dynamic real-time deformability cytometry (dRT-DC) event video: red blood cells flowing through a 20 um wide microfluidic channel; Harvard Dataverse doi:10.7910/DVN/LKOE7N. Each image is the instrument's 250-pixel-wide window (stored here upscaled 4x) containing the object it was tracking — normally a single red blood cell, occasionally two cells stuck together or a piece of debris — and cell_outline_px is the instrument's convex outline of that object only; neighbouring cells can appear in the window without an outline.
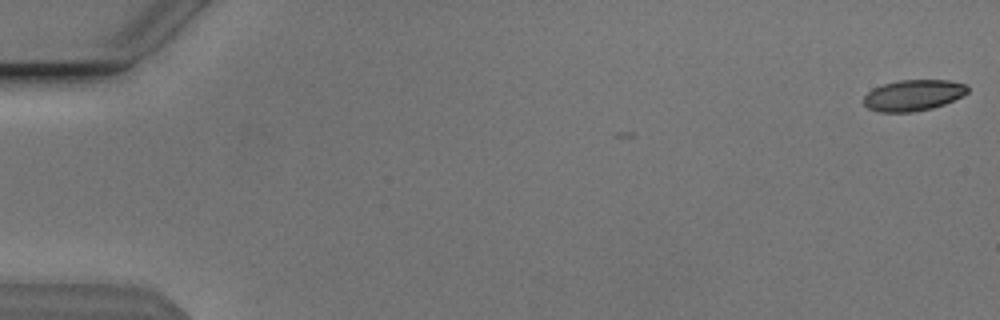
{"species": "Egyptian fruit bat (a non-hibernating species)", "species_latin": "Rousettus aegyptiacus", "temperature_condition": "cold", "stored_images_in_passage": 4, "camera_frame_rate_fps": 3000, "um_per_image_px": 0.085, "animal": {"sex": "male"}, "frame": {"image": 1, "passage_image": 1, "time_ms": 0.0, "image_size_px": [1000, 320], "cell_outline_px": [[968, 92], [964, 96], [944, 104], [932, 108], [912, 112], [880, 112], [868, 108], [864, 104], [864, 96], [872, 88], [884, 84], [900, 80], [948, 80], [968, 84]], "centroid_in_image_um": [77.66, 8.09], "position_along_channel_um": 7.3, "area_um2": 18.9}}